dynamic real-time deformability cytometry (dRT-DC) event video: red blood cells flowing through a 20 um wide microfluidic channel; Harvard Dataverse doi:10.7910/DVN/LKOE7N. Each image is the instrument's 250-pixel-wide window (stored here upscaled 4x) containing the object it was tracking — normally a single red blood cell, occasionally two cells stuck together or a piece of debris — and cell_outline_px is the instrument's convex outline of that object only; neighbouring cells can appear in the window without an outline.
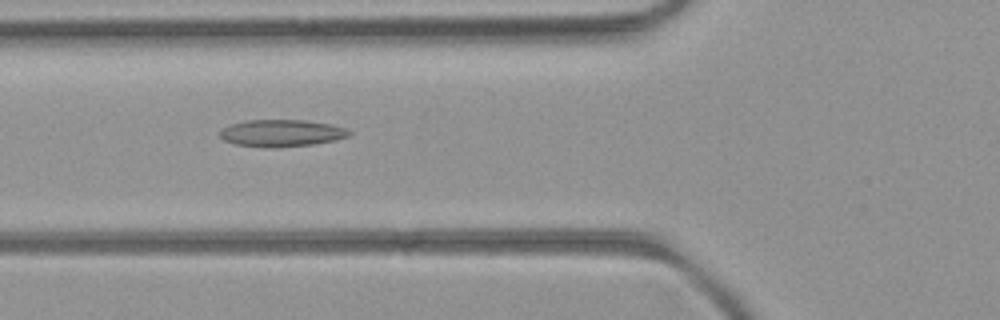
{"species": "common noctule bat (a hibernating species)", "species_latin": "Nyctalus noctula", "temperature_condition": "room temperature", "stored_images_in_passage": 43, "camera_frame_rate_fps": 3000, "um_per_image_px": 0.085, "animal": {"sex": "female", "body_mass_g": 21.9}, "frame": {"image": 1, "passage_image": 10, "time_ms": 3.0, "image_size_px": [1000, 320], "cell_outline_px": [[352, 132], [348, 136], [336, 140], [312, 144], [272, 148], [264, 148], [236, 144], [224, 140], [220, 136], [220, 128], [232, 124], [248, 120], [304, 120], [332, 124], [344, 128]], "centroid_in_image_um": [23.92, 11.31], "position_along_channel_um": 101.9, "area_um2": 20.35}}
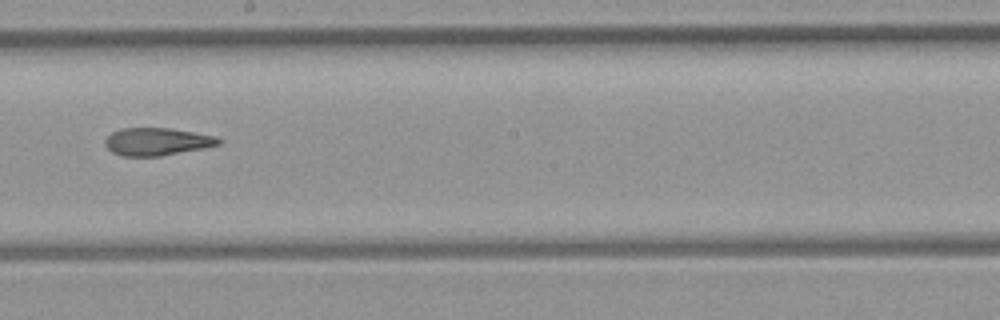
{"frame": {"image": 2, "passage_image": 20, "time_ms": 6.333, "image_size_px": [1000, 320], "cell_outline_px": [[224, 140], [220, 144], [204, 148], [160, 156], [124, 156], [112, 152], [104, 144], [104, 140], [112, 132], [120, 128], [172, 128], [216, 136]], "centroid_in_image_um": [13.36, 12.03], "position_along_channel_um": 234.8, "area_um2": 18.38}}
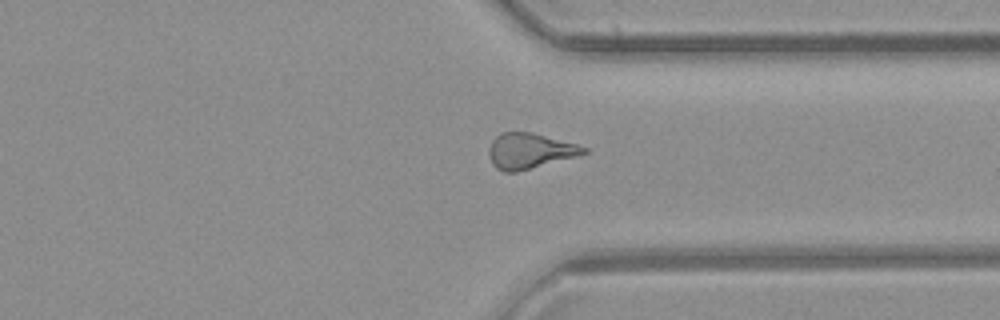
{"frame": {"image": 3, "passage_image": 30, "time_ms": 9.667, "image_size_px": [1000, 320], "cell_outline_px": [[588, 152], [576, 156], [516, 172], [504, 172], [496, 168], [492, 164], [488, 152], [488, 148], [492, 140], [500, 132], [532, 132], [576, 144], [588, 148]], "centroid_in_image_um": [44.98, 12.82], "position_along_channel_um": 366.4, "area_um2": 19.48}, "authors_computed_cell_mechanics": {"area_um2": 19.3052, "velocity_mm_per_s": 3.9784, "shape_relaxation_time_tau1_ms": null, "shape_relaxation_time_tau2_ms": 3.0252, "deformation_change_tau1": null, "deformation_change_tau2": 0.1255}}